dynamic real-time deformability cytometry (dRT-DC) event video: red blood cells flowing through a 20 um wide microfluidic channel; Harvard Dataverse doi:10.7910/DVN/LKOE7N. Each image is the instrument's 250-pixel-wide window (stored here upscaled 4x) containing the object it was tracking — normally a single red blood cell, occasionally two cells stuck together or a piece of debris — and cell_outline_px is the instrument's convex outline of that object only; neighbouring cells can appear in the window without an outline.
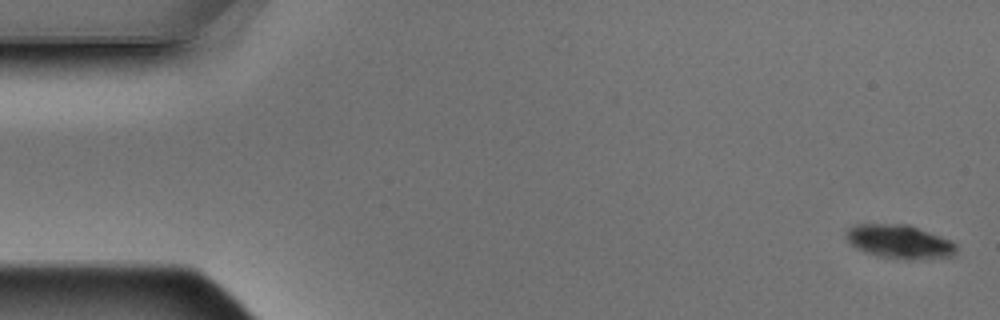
{"species": "Egyptian fruit bat (a non-hibernating species)", "species_latin": "Rousettus aegyptiacus", "temperature_condition": "warm", "stored_images_in_passage": 6, "segment_of_instrument_passage": [1, 2], "camera_frame_rate_fps": 3000, "um_per_image_px": 0.085, "animal": {"sex": "male"}, "frame": {"image": 1, "passage_image": 1, "time_ms": 0.0, "image_size_px": [1000, 320], "cell_outline_px": [[956, 248], [952, 256], [916, 260], [908, 260], [876, 256], [864, 252], [856, 248], [848, 240], [844, 232], [848, 228], [856, 224], [908, 224], [948, 240], [956, 244]], "centroid_in_image_um": [76.4, 20.55], "position_along_channel_um": 8.6, "area_um2": 21.56}}